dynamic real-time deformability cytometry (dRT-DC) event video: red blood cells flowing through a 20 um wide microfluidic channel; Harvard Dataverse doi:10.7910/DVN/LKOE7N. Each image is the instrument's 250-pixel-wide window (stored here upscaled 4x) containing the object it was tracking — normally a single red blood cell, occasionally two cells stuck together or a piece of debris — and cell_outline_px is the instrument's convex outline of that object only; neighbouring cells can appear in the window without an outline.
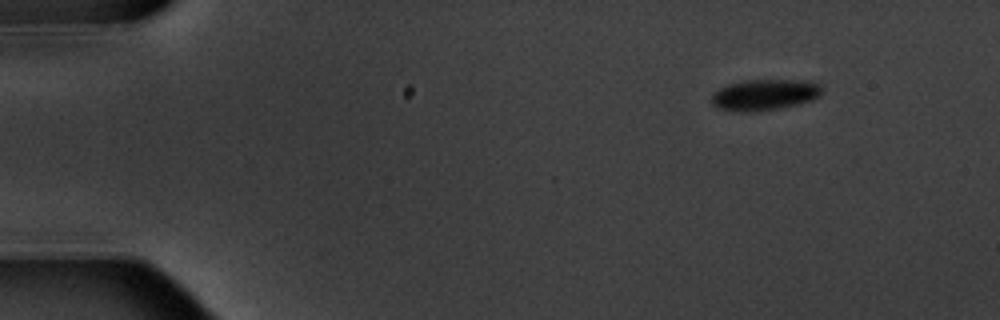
{"species": "common noctule bat (a hibernating species)", "species_latin": "Nyctalus noctula", "temperature_condition": "warm", "stored_images_in_passage": 4, "camera_frame_rate_fps": 3000, "um_per_image_px": 0.085, "animal": {"sex": "male", "body_mass_g": 20.1, "forearm_length_mm": 53.5}, "frame": {"image": 1, "passage_image": 1, "time_ms": 0.0, "image_size_px": [1000, 320], "cell_outline_px": [[820, 96], [812, 100], [780, 108], [756, 112], [720, 108], [712, 104], [712, 92], [728, 84], [744, 80], [812, 80], [820, 84]], "centroid_in_image_um": [65.01, 8.03], "position_along_channel_um": 20.0, "area_um2": 19.83}}
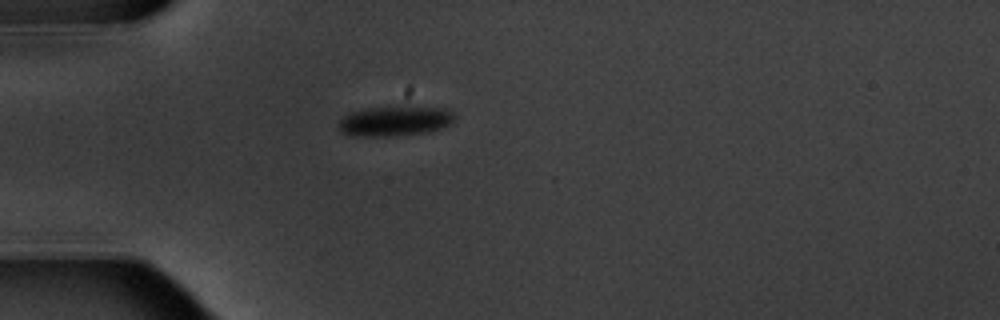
{"frame": {"image": 2, "passage_image": 4, "time_ms": 3.333, "image_size_px": [1000, 320], "cell_outline_px": [[456, 116], [448, 124], [440, 128], [428, 132], [388, 136], [356, 136], [344, 132], [340, 128], [340, 120], [344, 116], [352, 112], [368, 108], [448, 108]], "centroid_in_image_um": [33.58, 10.3], "position_along_channel_um": 51.4, "area_um2": 19.42}}